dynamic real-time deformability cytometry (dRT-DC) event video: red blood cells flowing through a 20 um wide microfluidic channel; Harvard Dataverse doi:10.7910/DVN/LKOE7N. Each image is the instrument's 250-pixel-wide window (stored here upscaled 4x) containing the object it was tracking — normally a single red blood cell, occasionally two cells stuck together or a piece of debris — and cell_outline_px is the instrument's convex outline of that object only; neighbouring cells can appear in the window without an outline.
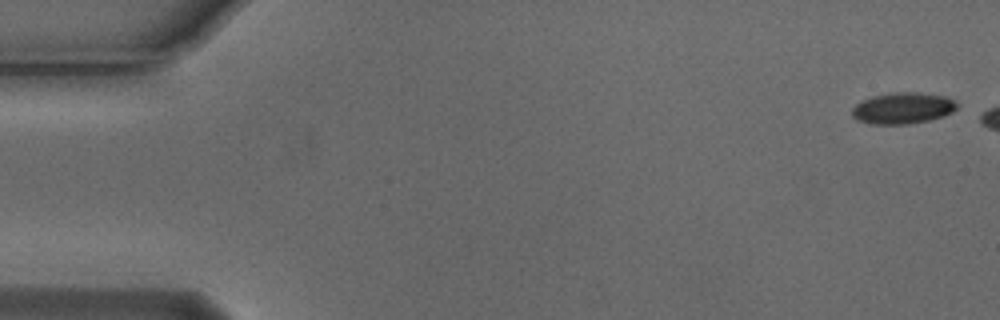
{"species": "Egyptian fruit bat (a non-hibernating species)", "species_latin": "Rousettus aegyptiacus", "temperature_condition": "cold", "stored_images_in_passage": 3, "camera_frame_rate_fps": 3000, "um_per_image_px": 0.085, "animal": {"sex": "male"}, "frame": {"image": 1, "passage_image": 1, "time_ms": 0.0, "image_size_px": [1000, 320], "cell_outline_px": [[960, 104], [952, 112], [944, 116], [928, 120], [908, 124], [872, 124], [856, 120], [852, 116], [852, 108], [856, 104], [872, 96], [896, 92], [916, 92], [944, 96]], "centroid_in_image_um": [76.73, 9.2], "position_along_channel_um": 8.3, "area_um2": 19.07}}